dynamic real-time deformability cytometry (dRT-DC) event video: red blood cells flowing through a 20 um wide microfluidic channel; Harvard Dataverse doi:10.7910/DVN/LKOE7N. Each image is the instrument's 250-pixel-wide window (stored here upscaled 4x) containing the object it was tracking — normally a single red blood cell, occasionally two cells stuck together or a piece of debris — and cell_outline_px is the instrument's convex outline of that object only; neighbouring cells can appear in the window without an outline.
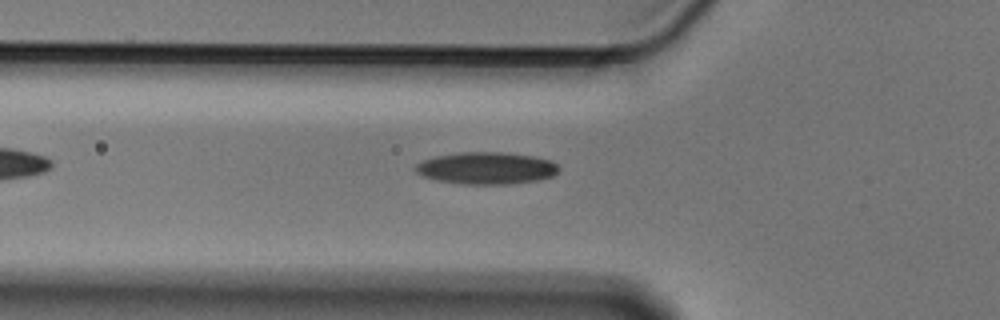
{"species": "Egyptian fruit bat (a non-hibernating species)", "species_latin": "Rousettus aegyptiacus", "temperature_condition": "cold", "stored_images_in_passage": 48, "segment_of_instrument_passage": [1, 2], "camera_frame_rate_fps": 3000, "um_per_image_px": 0.085, "animal": {"sex": "male"}, "frame": {"image": 1, "passage_image": 10, "time_ms": 3.0, "image_size_px": [1000, 320], "cell_outline_px": [[560, 168], [552, 176], [536, 180], [508, 184], [464, 184], [436, 180], [424, 176], [416, 172], [412, 168], [416, 164], [424, 160], [436, 156], [460, 152], [500, 152], [532, 156], [552, 160]], "centroid_in_image_um": [41.32, 14.29], "position_along_channel_um": 84.5, "area_um2": 26.65}}
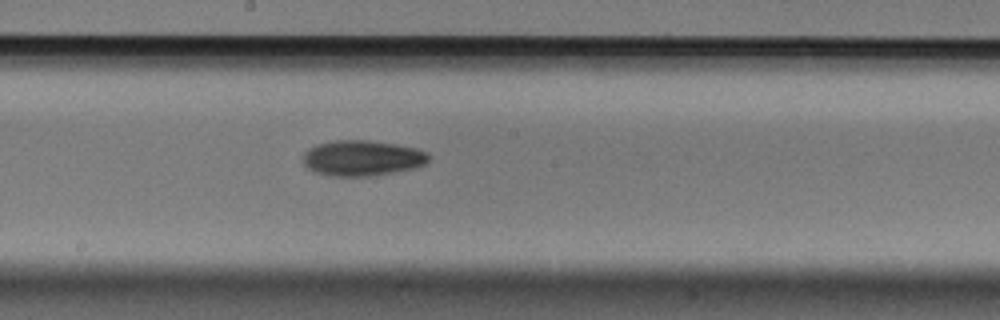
{"frame": {"image": 2, "passage_image": 21, "time_ms": 6.667, "image_size_px": [1000, 320], "cell_outline_px": [[432, 156], [424, 164], [416, 168], [368, 176], [328, 176], [316, 172], [308, 168], [304, 164], [304, 152], [308, 148], [316, 144], [336, 140], [368, 140], [396, 144], [416, 148], [428, 152]], "centroid_in_image_um": [30.8, 13.43], "position_along_channel_um": 217.4, "area_um2": 26.13}}
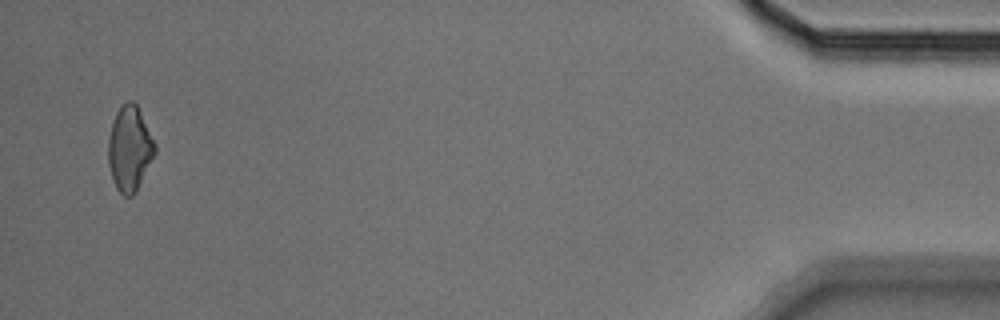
{"frame": {"image": 3, "passage_image": 45, "time_ms": 14.667, "image_size_px": [1000, 320], "cell_outline_px": [[156, 152], [136, 192], [132, 196], [124, 196], [116, 188], [112, 180], [108, 164], [108, 140], [112, 124], [116, 112], [128, 100], [132, 100], [136, 104], [156, 144]], "centroid_in_image_um": [11.01, 12.66], "position_along_channel_um": 424.2, "area_um2": 23.0}}